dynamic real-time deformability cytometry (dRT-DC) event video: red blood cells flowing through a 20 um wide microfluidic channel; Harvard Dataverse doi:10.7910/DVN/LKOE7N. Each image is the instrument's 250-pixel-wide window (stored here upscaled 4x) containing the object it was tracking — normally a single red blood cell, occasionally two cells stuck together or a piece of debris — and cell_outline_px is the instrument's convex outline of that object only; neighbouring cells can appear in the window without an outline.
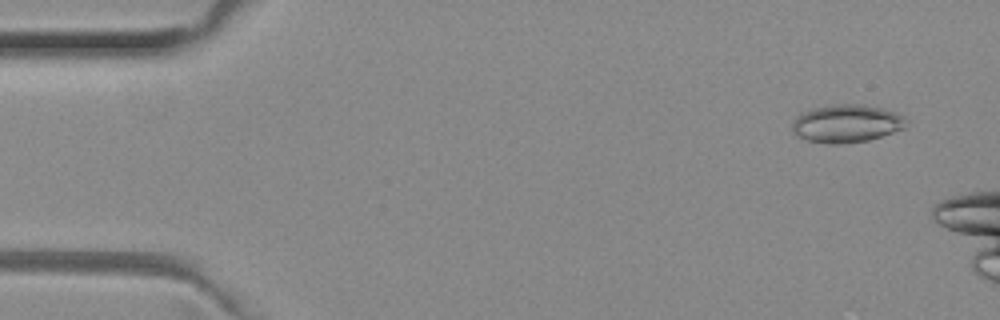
{"species": "common noctule bat (a hibernating species)", "species_latin": "Nyctalus noctula", "temperature_condition": "room temperature", "stored_images_in_passage": 22, "camera_frame_rate_fps": 3000, "um_per_image_px": 0.085, "animal": {"sex": "female", "body_mass_g": 29.2, "forearm_length_mm": 56.3}, "frame": {"image": 1, "passage_image": 4, "time_ms": 1.0, "image_size_px": [1000, 320], "cell_outline_px": [[908, 120], [904, 128], [868, 140], [840, 144], [828, 144], [808, 140], [800, 136], [792, 128], [792, 124], [796, 116], [800, 112], [812, 108], [832, 104], [856, 104], [880, 108], [904, 116]], "centroid_in_image_um": [71.93, 10.49], "position_along_channel_um": 13.1, "area_um2": 24.91}}
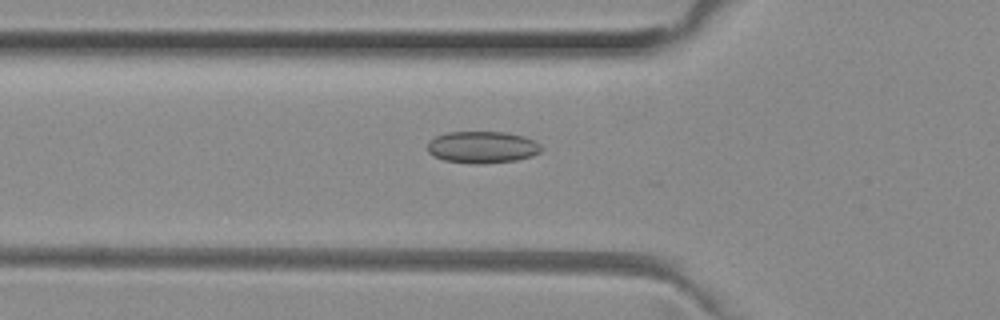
{"frame": {"image": 2, "passage_image": 18, "time_ms": 5.667, "image_size_px": [1000, 320], "cell_outline_px": [[544, 148], [540, 152], [532, 156], [516, 160], [484, 164], [476, 164], [444, 160], [432, 156], [428, 152], [428, 140], [436, 136], [448, 132], [508, 132], [524, 136], [540, 144]], "centroid_in_image_um": [41.0, 12.51], "position_along_channel_um": 84.8, "area_um2": 21.33}}
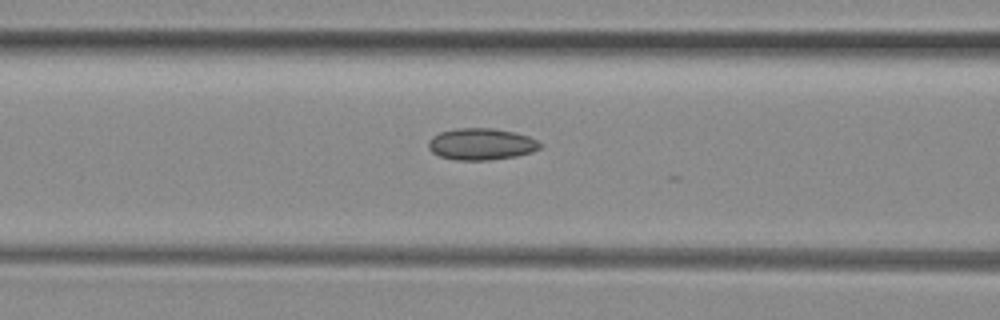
{"frame": {"image": 3, "passage_image": 21, "time_ms": 6.667, "image_size_px": [1000, 320], "cell_outline_px": [[540, 148], [532, 152], [516, 156], [488, 160], [456, 160], [440, 156], [432, 152], [428, 148], [428, 140], [432, 136], [440, 132], [456, 128], [492, 128], [512, 132], [528, 136], [536, 140], [540, 144]], "centroid_in_image_um": [40.86, 12.25], "position_along_channel_um": 125.7, "area_um2": 20.52}}